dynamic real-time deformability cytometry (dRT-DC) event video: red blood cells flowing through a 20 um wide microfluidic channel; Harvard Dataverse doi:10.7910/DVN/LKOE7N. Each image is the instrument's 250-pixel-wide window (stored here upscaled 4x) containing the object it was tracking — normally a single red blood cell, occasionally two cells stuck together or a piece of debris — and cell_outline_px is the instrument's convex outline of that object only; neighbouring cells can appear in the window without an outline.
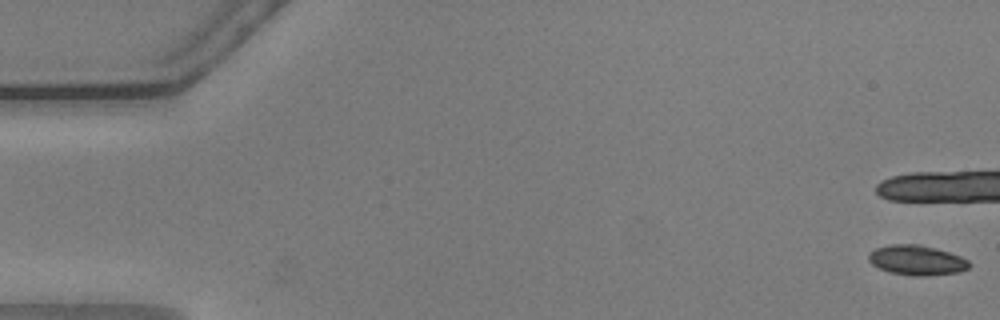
{"species": "common noctule bat (a hibernating species)", "species_latin": "Nyctalus noctula", "temperature_condition": "warm", "stored_images_in_passage": 11, "camera_frame_rate_fps": 3000, "um_per_image_px": 0.085, "animal": {"sex": "male", "body_mass_g": 20.5, "forearm_length_mm": 52.5}, "frame": {"image": 1, "passage_image": 1, "time_ms": 0.0, "image_size_px": [1000, 320], "cell_outline_px": [[972, 264], [968, 268], [960, 272], [924, 276], [912, 276], [888, 272], [872, 264], [868, 260], [868, 252], [876, 248], [888, 244], [920, 244], [936, 248], [960, 256], [968, 260]], "centroid_in_image_um": [77.91, 22.11], "position_along_channel_um": 7.1, "area_um2": 17.74}}